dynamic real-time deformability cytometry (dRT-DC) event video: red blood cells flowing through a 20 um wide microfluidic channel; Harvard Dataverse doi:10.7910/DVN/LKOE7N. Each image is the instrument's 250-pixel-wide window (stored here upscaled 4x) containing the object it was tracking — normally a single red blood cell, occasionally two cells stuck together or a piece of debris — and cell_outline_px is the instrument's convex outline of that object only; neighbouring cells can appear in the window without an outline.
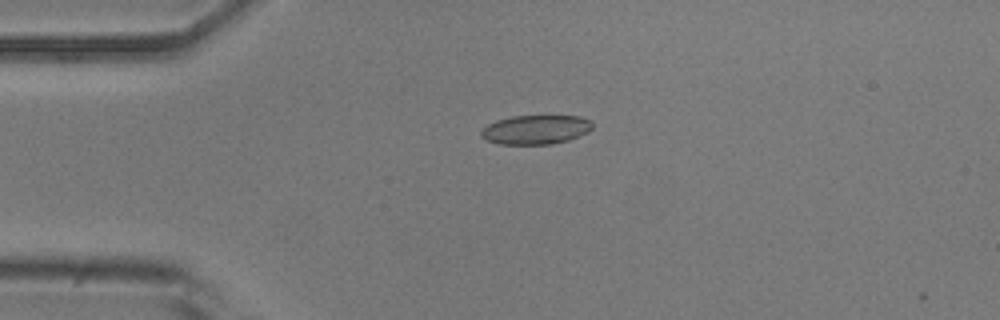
{"species": "common noctule bat (a hibernating species)", "species_latin": "Nyctalus noctula", "temperature_condition": "room temperature", "stored_images_in_passage": 2, "camera_frame_rate_fps": 3000, "um_per_image_px": 0.085, "animal": {"sex": "male", "body_mass_g": 20.5, "forearm_length_mm": 52.5}, "frame": {"image": 1, "passage_image": 1, "time_ms": 0.0, "image_size_px": [1000, 320], "cell_outline_px": [[592, 128], [588, 132], [568, 140], [552, 144], [500, 144], [484, 140], [480, 136], [480, 132], [488, 124], [496, 120], [512, 116], [580, 116], [592, 120]], "centroid_in_image_um": [45.53, 11.02], "position_along_channel_um": 39.5, "area_um2": 19.02}}